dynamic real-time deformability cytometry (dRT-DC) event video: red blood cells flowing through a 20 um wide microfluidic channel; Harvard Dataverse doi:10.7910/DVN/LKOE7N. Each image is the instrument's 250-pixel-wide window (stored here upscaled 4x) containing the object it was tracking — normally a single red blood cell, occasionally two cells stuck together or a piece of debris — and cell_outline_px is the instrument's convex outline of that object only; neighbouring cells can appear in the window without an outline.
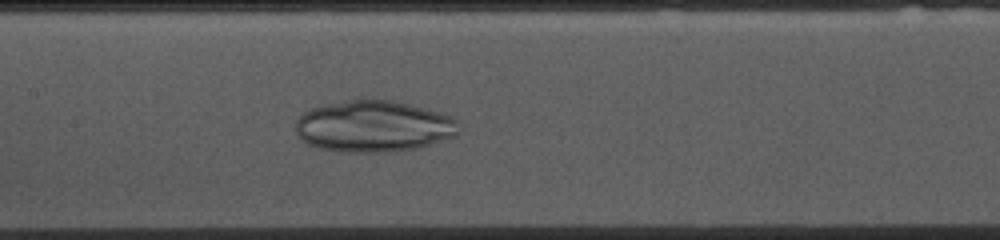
{"species": "common noctule bat (a hibernating species)", "species_latin": "Nyctalus noctula", "temperature_condition": "cold", "stored_images_in_passage": 39, "camera_frame_rate_fps": 3000, "um_per_image_px": 0.085, "animal": {"sex": "female", "body_mass_g": 10.0, "forearm_length_mm": 53.1}, "frame": {"image": 1, "passage_image": 10, "time_ms": 3.0, "image_size_px": [1000, 240], "cell_outline_px": [[460, 132], [456, 136], [420, 148], [384, 152], [340, 152], [316, 148], [308, 144], [296, 132], [296, 120], [304, 112], [312, 108], [328, 104], [352, 100], [392, 100], [444, 112], [452, 116], [460, 124]], "centroid_in_image_um": [31.83, 10.75], "position_along_channel_um": 175.6, "area_um2": 49.3}}
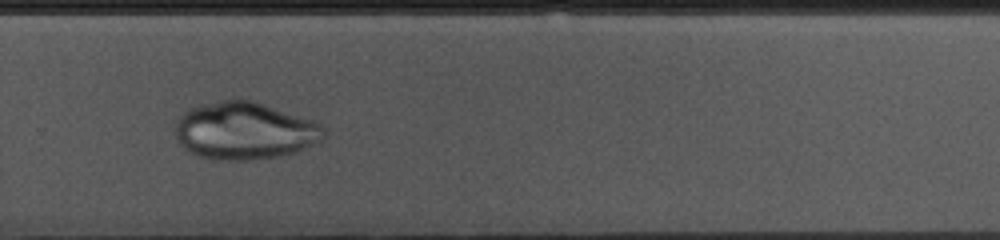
{"frame": {"image": 2, "passage_image": 21, "time_ms": 6.667, "image_size_px": [1000, 240], "cell_outline_px": [[324, 140], [296, 152], [276, 156], [244, 160], [220, 160], [200, 156], [192, 152], [180, 144], [176, 136], [176, 120], [188, 108], [220, 100], [252, 100], [312, 120], [320, 124], [324, 128]], "centroid_in_image_um": [20.79, 11.11], "position_along_channel_um": 309.0, "area_um2": 49.25}}
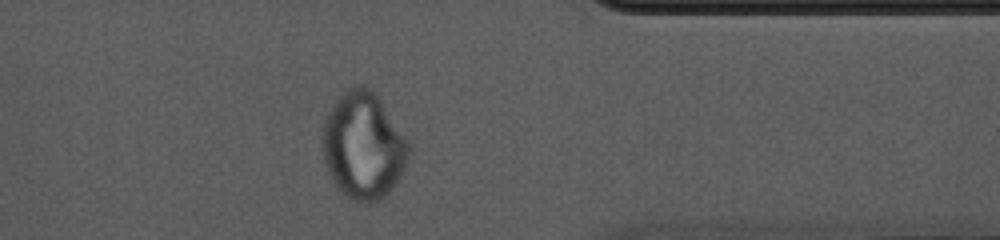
{"frame": {"image": 3, "passage_image": 28, "time_ms": 9.0, "image_size_px": [1000, 240], "cell_outline_px": [[412, 156], [392, 188], [380, 200], [368, 204], [352, 204], [332, 180], [324, 164], [320, 148], [320, 136], [324, 116], [336, 100], [348, 88], [356, 84], [360, 84], [376, 92], [408, 140]], "centroid_in_image_um": [30.85, 12.4], "position_along_channel_um": 380.5, "area_um2": 55.14}}